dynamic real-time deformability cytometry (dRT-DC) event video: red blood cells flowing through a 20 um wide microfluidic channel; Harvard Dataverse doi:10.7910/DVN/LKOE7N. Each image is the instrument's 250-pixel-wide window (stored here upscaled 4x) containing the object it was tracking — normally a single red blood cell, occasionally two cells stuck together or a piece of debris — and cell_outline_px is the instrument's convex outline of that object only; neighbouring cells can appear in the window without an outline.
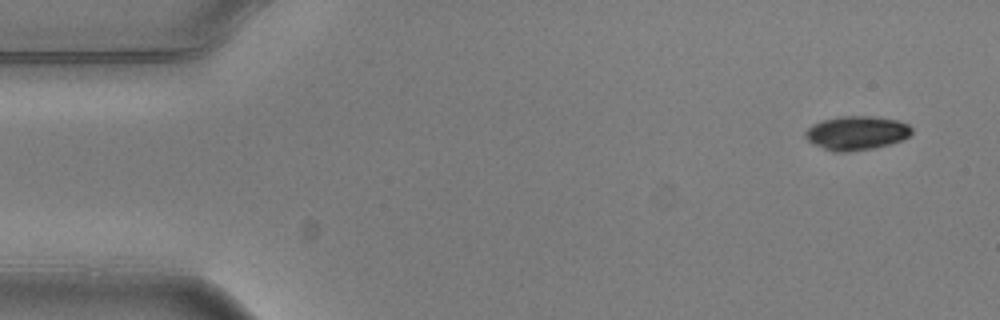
{"species": "common noctule bat (a hibernating species)", "species_latin": "Nyctalus noctula", "temperature_condition": "warm", "stored_images_in_passage": 10, "camera_frame_rate_fps": 3000, "um_per_image_px": 0.085, "animal": {"sex": "male", "body_mass_g": 20.5, "forearm_length_mm": 52.5}, "frame": {"image": 1, "passage_image": 1, "time_ms": 0.0, "image_size_px": [1000, 320], "cell_outline_px": [[912, 132], [908, 136], [900, 140], [888, 144], [872, 148], [848, 152], [832, 152], [812, 144], [804, 136], [804, 132], [812, 124], [824, 120], [844, 116], [872, 116], [896, 120], [908, 124], [912, 128]], "centroid_in_image_um": [72.76, 11.31], "position_along_channel_um": 12.2, "area_um2": 20.92}}
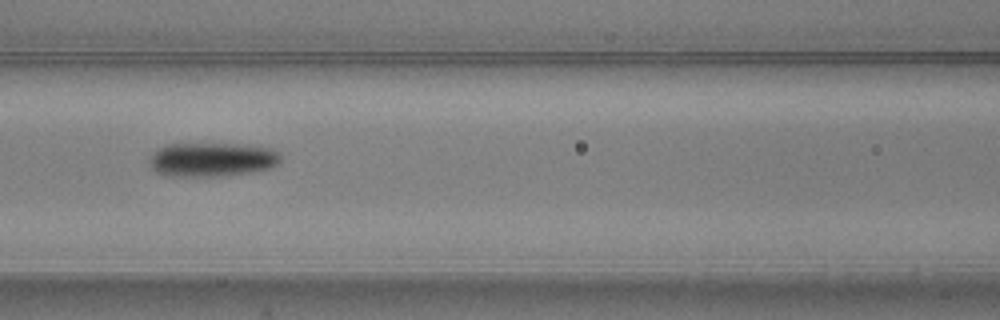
{"frame": {"image": 2, "passage_image": 6, "time_ms": 1.667, "image_size_px": [1000, 320], "cell_outline_px": [[280, 164], [268, 168], [252, 172], [224, 176], [168, 176], [156, 172], [148, 164], [148, 160], [152, 152], [164, 144], [240, 144], [272, 148], [280, 152]], "centroid_in_image_um": [18.0, 13.56], "position_along_channel_um": 148.6, "area_um2": 26.41}}
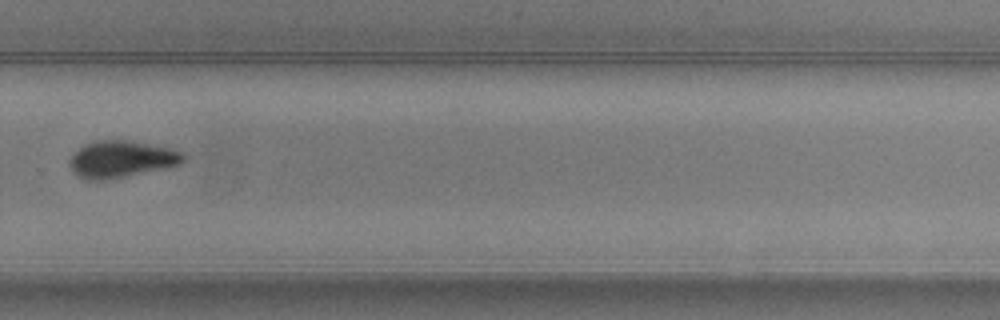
{"frame": {"image": 3, "passage_image": 10, "time_ms": 3.0, "image_size_px": [1000, 320], "cell_outline_px": [[188, 160], [180, 164], [124, 176], [104, 180], [88, 180], [80, 176], [68, 164], [68, 160], [84, 144], [96, 140], [124, 140], [172, 148], [184, 152], [188, 156]], "centroid_in_image_um": [10.36, 13.51], "position_along_channel_um": 319.4, "area_um2": 24.1}}